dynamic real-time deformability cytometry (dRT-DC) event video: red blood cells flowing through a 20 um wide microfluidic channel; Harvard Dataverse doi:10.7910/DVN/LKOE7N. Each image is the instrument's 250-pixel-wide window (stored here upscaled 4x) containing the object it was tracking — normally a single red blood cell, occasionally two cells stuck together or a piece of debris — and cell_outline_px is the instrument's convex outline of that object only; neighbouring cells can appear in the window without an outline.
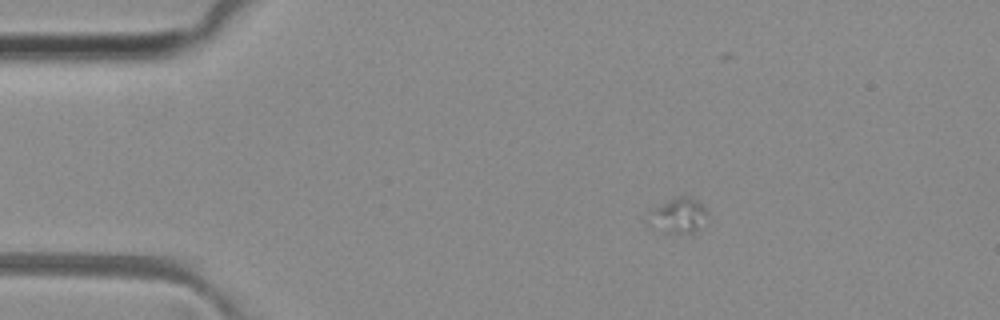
{"species": "common noctule bat (a hibernating species)", "species_latin": "Nyctalus noctula", "temperature_condition": "room temperature", "stored_images_in_passage": 15, "camera_frame_rate_fps": 3000, "um_per_image_px": 0.085, "animal": {"sex": "female", "body_mass_g": 29.2, "forearm_length_mm": 56.3}, "frame": {"image": 1, "passage_image": 1, "time_ms": 0.0, "image_size_px": [1000, 320], "cell_outline_px": [[708, 216], [692, 232], [668, 232], [648, 224], [652, 208], [676, 196], [692, 196], [700, 200], [708, 212]], "centroid_in_image_um": [57.69, 18.24], "position_along_channel_um": 27.3, "area_um2": 11.79}}